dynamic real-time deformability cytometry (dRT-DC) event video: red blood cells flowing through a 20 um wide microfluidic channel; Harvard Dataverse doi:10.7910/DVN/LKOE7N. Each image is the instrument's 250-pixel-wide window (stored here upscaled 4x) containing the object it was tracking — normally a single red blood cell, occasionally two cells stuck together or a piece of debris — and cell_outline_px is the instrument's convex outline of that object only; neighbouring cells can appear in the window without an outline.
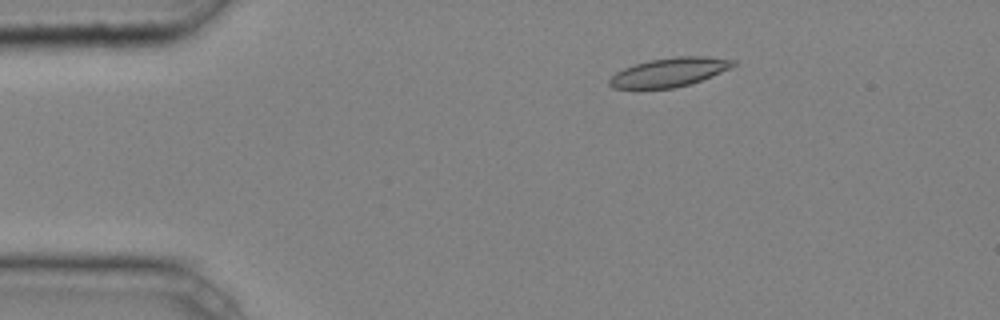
{"species": "common noctule bat (a hibernating species)", "species_latin": "Nyctalus noctula", "temperature_condition": "cold", "stored_images_in_passage": 5, "camera_frame_rate_fps": 3000, "um_per_image_px": 0.085, "animal": {"sex": "male", "body_mass_g": 20.4}, "frame": {"image": 1, "passage_image": 3, "time_ms": 0.667, "image_size_px": [1000, 320], "cell_outline_px": [[736, 64], [732, 68], [692, 84], [672, 88], [636, 92], [612, 88], [608, 84], [608, 80], [616, 72], [624, 68], [648, 60], [676, 56], [708, 56], [736, 60]], "centroid_in_image_um": [56.84, 6.19], "position_along_channel_um": 28.2, "area_um2": 21.85}}
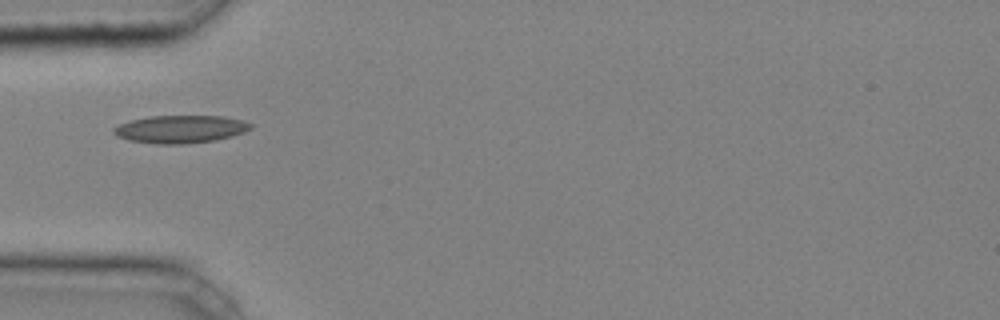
{"frame": {"image": 2, "passage_image": 5, "time_ms": 1.333, "image_size_px": [1000, 320], "cell_outline_px": [[252, 128], [244, 132], [232, 136], [216, 140], [184, 144], [156, 144], [128, 140], [116, 136], [112, 132], [112, 128], [120, 124], [132, 120], [152, 116], [224, 116], [240, 120], [252, 124]], "centroid_in_image_um": [15.32, 10.98], "position_along_channel_um": 69.7, "area_um2": 22.14}}